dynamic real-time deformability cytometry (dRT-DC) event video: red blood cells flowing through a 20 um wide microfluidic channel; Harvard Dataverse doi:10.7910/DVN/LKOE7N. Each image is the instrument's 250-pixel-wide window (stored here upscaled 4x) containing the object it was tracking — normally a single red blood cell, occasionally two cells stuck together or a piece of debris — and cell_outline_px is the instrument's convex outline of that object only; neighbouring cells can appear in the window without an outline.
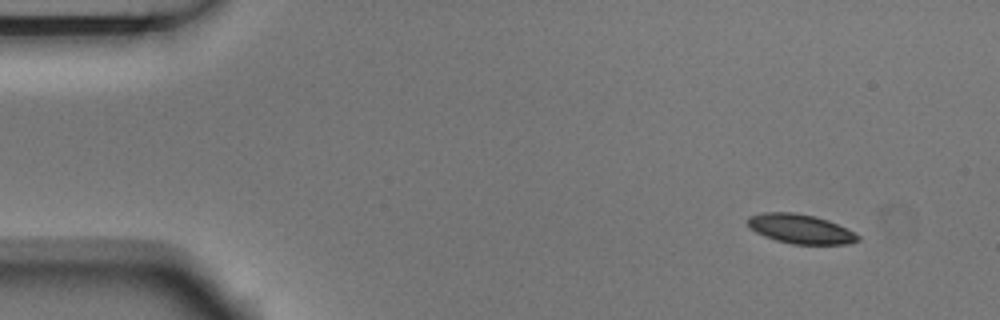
{"species": "Egyptian fruit bat (a non-hibernating species)", "species_latin": "Rousettus aegyptiacus", "temperature_condition": "room temperature", "stored_images_in_passage": 3, "camera_frame_rate_fps": 3000, "um_per_image_px": 0.085, "animal": {"sex": "male"}, "frame": {"image": 1, "passage_image": 1, "time_ms": 0.0, "image_size_px": [1000, 320], "cell_outline_px": [[860, 240], [848, 244], [792, 244], [776, 240], [764, 236], [756, 232], [748, 224], [748, 216], [764, 212], [796, 212], [816, 216], [828, 220], [860, 236]], "centroid_in_image_um": [68.03, 19.45], "position_along_channel_um": 17.0, "area_um2": 18.73}}